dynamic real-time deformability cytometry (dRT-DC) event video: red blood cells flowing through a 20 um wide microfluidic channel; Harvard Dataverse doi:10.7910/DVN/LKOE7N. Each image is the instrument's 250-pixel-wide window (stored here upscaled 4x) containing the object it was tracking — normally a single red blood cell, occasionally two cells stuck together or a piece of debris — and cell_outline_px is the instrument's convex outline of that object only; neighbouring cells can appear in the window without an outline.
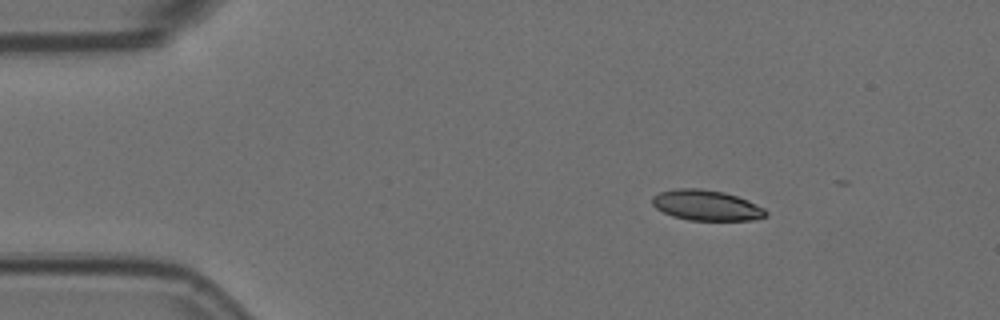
{"species": "Egyptian fruit bat (a non-hibernating species)", "species_latin": "Rousettus aegyptiacus", "temperature_condition": "room temperature", "stored_images_in_passage": 7, "camera_frame_rate_fps": 3000, "um_per_image_px": 0.085, "animal": {"sex": "female"}, "frame": {"image": 1, "passage_image": 1, "time_ms": 0.0, "image_size_px": [1000, 320], "cell_outline_px": [[768, 216], [752, 220], [688, 220], [672, 216], [656, 208], [652, 204], [652, 196], [660, 192], [676, 188], [700, 188], [724, 192], [748, 200], [764, 208], [768, 212]], "centroid_in_image_um": [60.05, 17.45], "position_along_channel_um": 25.0, "area_um2": 20.23}}